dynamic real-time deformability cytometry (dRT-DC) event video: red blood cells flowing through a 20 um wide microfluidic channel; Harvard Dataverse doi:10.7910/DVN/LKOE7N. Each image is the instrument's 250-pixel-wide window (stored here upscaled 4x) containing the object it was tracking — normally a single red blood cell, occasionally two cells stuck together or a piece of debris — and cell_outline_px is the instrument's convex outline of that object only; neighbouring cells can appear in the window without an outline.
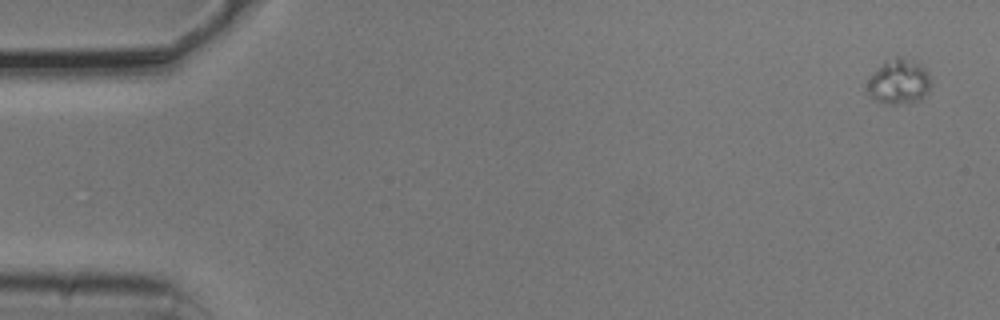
{"species": "common noctule bat (a hibernating species)", "species_latin": "Nyctalus noctula", "temperature_condition": "cold", "stored_images_in_passage": 55, "camera_frame_rate_fps": 3000, "um_per_image_px": 0.085, "animal": {"sex": "male", "body_mass_g": 20.5, "forearm_length_mm": 52.5}, "frame": {"image": 1, "passage_image": 1, "time_ms": 0.0, "image_size_px": [1000, 320], "cell_outline_px": [[932, 80], [928, 92], [924, 96], [916, 100], [896, 104], [888, 104], [876, 100], [868, 96], [864, 92], [864, 88], [872, 72], [884, 60], [896, 56], [900, 56], [920, 64], [928, 72]], "centroid_in_image_um": [76.34, 6.92], "position_along_channel_um": 8.7, "area_um2": 17.05}}
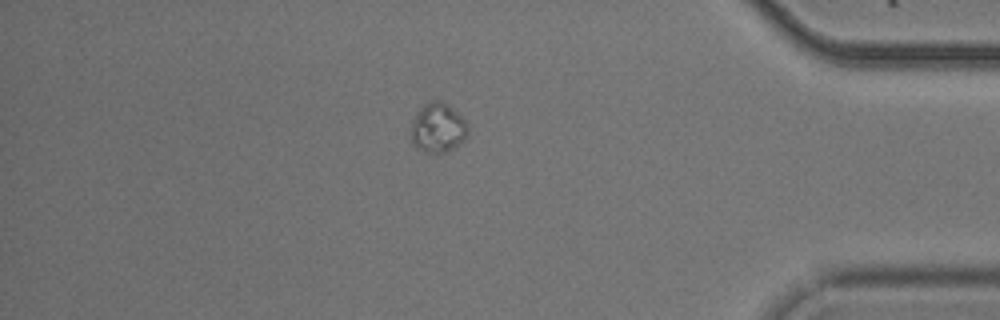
{"frame": {"image": 2, "passage_image": 47, "time_ms": 15.333, "image_size_px": [1000, 320], "cell_outline_px": [[468, 132], [460, 144], [444, 152], [424, 152], [416, 148], [412, 144], [412, 120], [416, 112], [424, 104], [432, 100], [440, 100], [448, 104], [464, 120], [468, 128]], "centroid_in_image_um": [37.19, 10.85], "position_along_channel_um": 398.0, "area_um2": 16.24}}
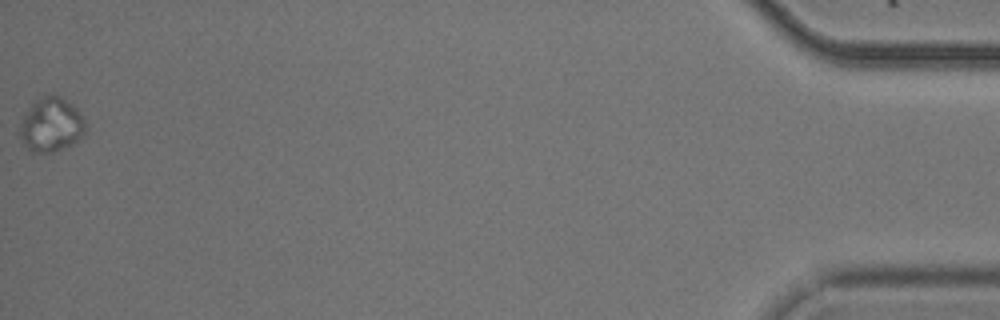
{"frame": {"image": 3, "passage_image": 55, "time_ms": 18.0, "image_size_px": [1000, 320], "cell_outline_px": [[84, 136], [72, 144], [56, 152], [32, 152], [20, 140], [20, 124], [24, 112], [36, 100], [48, 92], [52, 92], [60, 96], [72, 104], [80, 112], [84, 120]], "centroid_in_image_um": [4.34, 10.58], "position_along_channel_um": 430.9, "area_um2": 20.98}}